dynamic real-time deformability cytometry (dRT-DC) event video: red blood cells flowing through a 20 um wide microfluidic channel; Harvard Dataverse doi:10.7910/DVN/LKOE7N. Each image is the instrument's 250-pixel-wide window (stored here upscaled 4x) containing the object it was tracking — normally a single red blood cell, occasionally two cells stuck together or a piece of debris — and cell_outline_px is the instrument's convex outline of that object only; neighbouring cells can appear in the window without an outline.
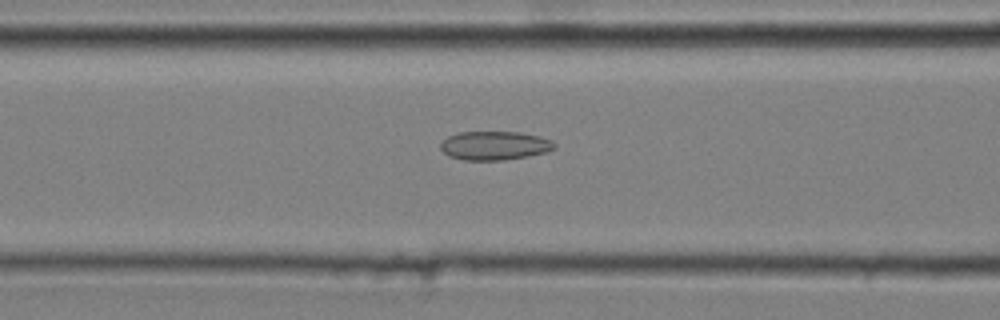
{"species": "common noctule bat (a hibernating species)", "species_latin": "Nyctalus noctula", "temperature_condition": "cold", "stored_images_in_passage": 42, "camera_frame_rate_fps": 3000, "um_per_image_px": 0.085, "animal": {"sex": "male", "body_mass_g": 20.4}, "frame": {"image": 1, "passage_image": 17, "time_ms": 5.333, "image_size_px": [1000, 320], "cell_outline_px": [[556, 148], [548, 152], [528, 156], [504, 160], [464, 160], [448, 156], [440, 148], [440, 144], [448, 136], [460, 132], [520, 132], [540, 136], [552, 140], [556, 144]], "centroid_in_image_um": [42.08, 12.38], "position_along_channel_um": 124.5, "area_um2": 19.25}}
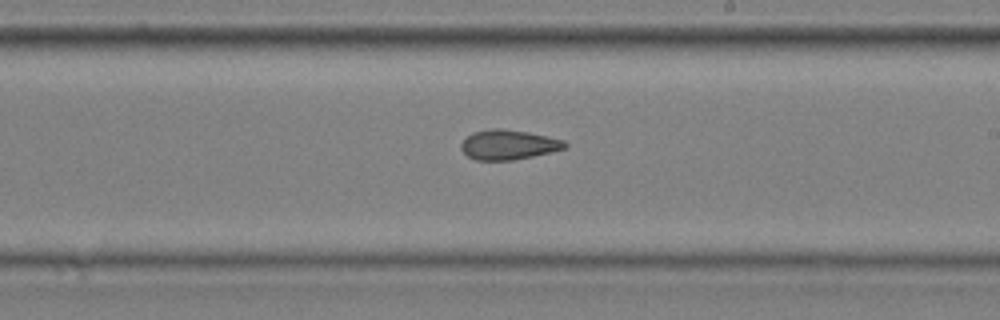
{"frame": {"image": 2, "passage_image": 27, "time_ms": 8.667, "image_size_px": [1000, 320], "cell_outline_px": [[568, 148], [552, 152], [512, 160], [476, 160], [468, 156], [460, 148], [460, 144], [472, 132], [488, 128], [500, 128], [528, 132], [548, 136], [564, 140], [568, 144]], "centroid_in_image_um": [43.24, 12.29], "position_along_channel_um": 245.8, "area_um2": 18.15}}
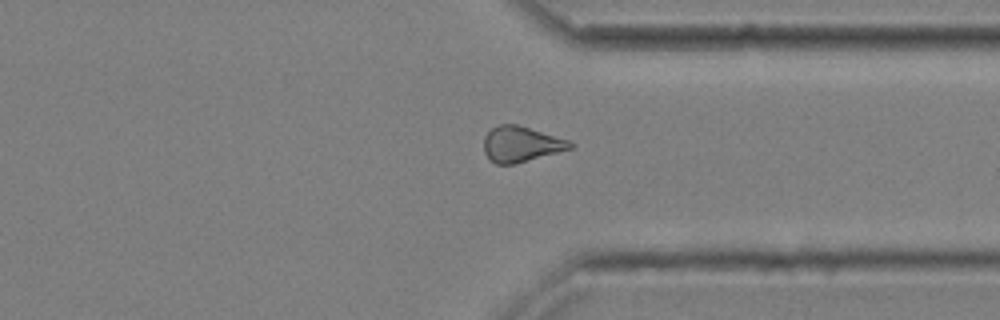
{"frame": {"image": 3, "passage_image": 37, "time_ms": 12.0, "image_size_px": [1000, 320], "cell_outline_px": [[576, 144], [572, 148], [516, 164], [496, 164], [484, 152], [484, 136], [492, 128], [500, 124], [516, 124], [568, 140]], "centroid_in_image_um": [44.29, 12.26], "position_along_channel_um": 367.1, "area_um2": 17.69}, "authors_computed_cell_mechanics": {"area_um2": 18.1781, "velocity_mm_per_s": 3.6401, "shape_relaxation_time_tau1_ms": null, "shape_relaxation_time_tau2_ms": 3.267, "deformation_change_tau1": null, "deformation_change_tau2": 0.1113}}